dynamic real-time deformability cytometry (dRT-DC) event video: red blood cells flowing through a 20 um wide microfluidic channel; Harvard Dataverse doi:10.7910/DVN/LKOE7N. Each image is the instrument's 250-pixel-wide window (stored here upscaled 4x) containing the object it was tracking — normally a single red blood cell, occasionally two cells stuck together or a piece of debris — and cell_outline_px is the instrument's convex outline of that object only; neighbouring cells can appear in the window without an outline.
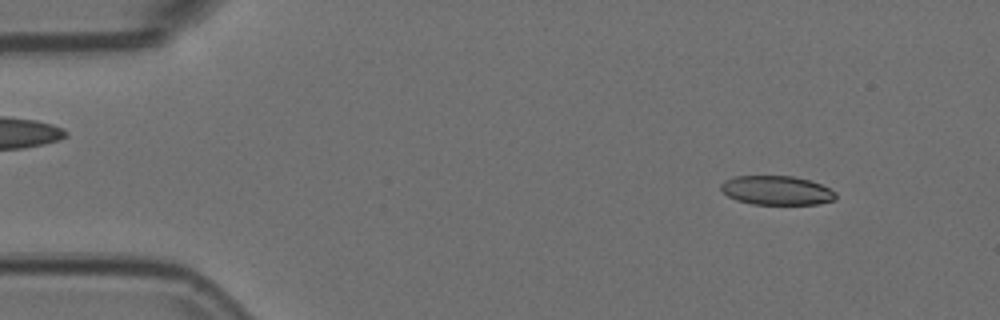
{"species": "Egyptian fruit bat (a non-hibernating species)", "species_latin": "Rousettus aegyptiacus", "temperature_condition": "room temperature", "stored_images_in_passage": 20, "camera_frame_rate_fps": 3000, "um_per_image_px": 0.085, "animal": {"sex": "female"}, "frame": {"image": 1, "passage_image": 5, "time_ms": 1.333, "image_size_px": [1000, 320], "cell_outline_px": [[836, 200], [816, 204], [752, 204], [736, 200], [728, 196], [720, 188], [720, 184], [724, 180], [732, 176], [792, 176], [808, 180], [820, 184], [836, 192]], "centroid_in_image_um": [65.99, 16.18], "position_along_channel_um": 19.0, "area_um2": 19.48}}
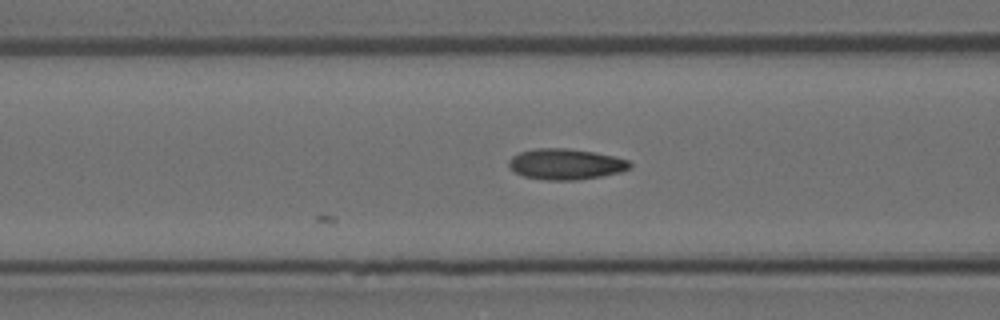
{"frame": {"image": 2, "passage_image": 20, "time_ms": 6.333, "image_size_px": [1000, 320], "cell_outline_px": [[632, 168], [620, 172], [580, 180], [548, 180], [524, 176], [516, 172], [508, 164], [508, 160], [512, 156], [520, 152], [536, 148], [568, 148], [616, 156], [628, 160], [632, 164]], "centroid_in_image_um": [48.12, 13.95], "position_along_channel_um": 118.5, "area_um2": 21.73}}